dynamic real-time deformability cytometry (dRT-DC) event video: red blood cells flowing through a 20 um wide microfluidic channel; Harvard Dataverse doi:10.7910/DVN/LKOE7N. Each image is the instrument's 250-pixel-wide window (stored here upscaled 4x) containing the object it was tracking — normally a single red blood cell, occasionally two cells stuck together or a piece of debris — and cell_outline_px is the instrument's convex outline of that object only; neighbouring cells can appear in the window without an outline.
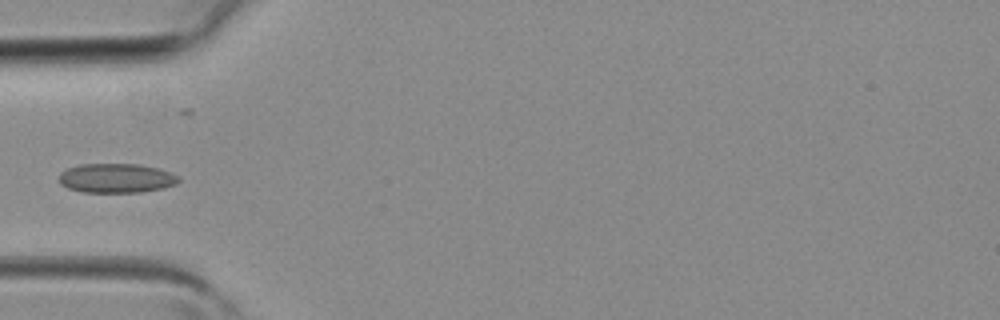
{"species": "common noctule bat (a hibernating species)", "species_latin": "Nyctalus noctula", "temperature_condition": "room temperature", "stored_images_in_passage": 3, "camera_frame_rate_fps": 3000, "um_per_image_px": 0.085, "animal": {"sex": "female", "body_mass_g": 19.3, "forearm_length_mm": 54.1}, "frame": {"image": 1, "passage_image": 3, "time_ms": 0.667, "image_size_px": [1000, 320], "cell_outline_px": [[180, 180], [176, 184], [164, 188], [140, 192], [80, 192], [68, 188], [60, 184], [60, 172], [68, 168], [80, 164], [140, 164], [156, 168], [180, 176]], "centroid_in_image_um": [9.88, 15.15], "position_along_channel_um": 75.1, "area_um2": 20.46}}